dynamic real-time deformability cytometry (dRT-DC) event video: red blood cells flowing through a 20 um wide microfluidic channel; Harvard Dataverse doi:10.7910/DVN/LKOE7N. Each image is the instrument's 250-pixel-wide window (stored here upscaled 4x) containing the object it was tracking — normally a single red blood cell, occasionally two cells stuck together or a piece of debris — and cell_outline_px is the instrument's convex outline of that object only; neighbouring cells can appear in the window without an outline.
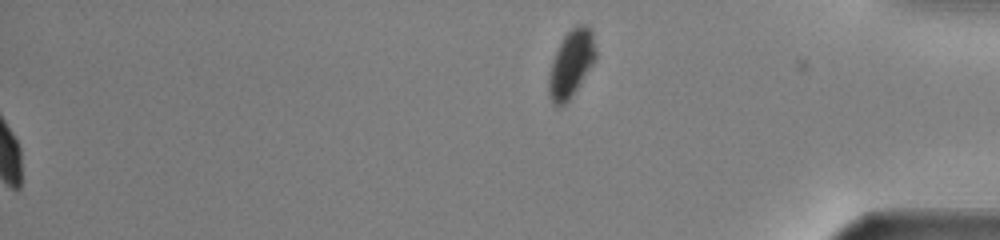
{"species": "common noctule bat (a hibernating species)", "species_latin": "Nyctalus noctula", "temperature_condition": "warm", "stored_images_in_passage": 44, "segment_of_instrument_passage": [2, 2], "camera_frame_rate_fps": 3000, "um_per_image_px": 0.085, "animal": {"sex": "male", "body_mass_g": 13.0, "forearm_length_mm": 53.1}, "frame": {"image": 1, "passage_image": 44, "time_ms": 14.333, "image_size_px": [1000, 240], "cell_outline_px": [[596, 60], [572, 96], [564, 104], [556, 108], [552, 104], [548, 92], [548, 76], [552, 60], [564, 36], [576, 24], [588, 24], [592, 28], [596, 48]], "centroid_in_image_um": [48.56, 5.41], "position_along_channel_um": 386.6, "area_um2": 18.67}}